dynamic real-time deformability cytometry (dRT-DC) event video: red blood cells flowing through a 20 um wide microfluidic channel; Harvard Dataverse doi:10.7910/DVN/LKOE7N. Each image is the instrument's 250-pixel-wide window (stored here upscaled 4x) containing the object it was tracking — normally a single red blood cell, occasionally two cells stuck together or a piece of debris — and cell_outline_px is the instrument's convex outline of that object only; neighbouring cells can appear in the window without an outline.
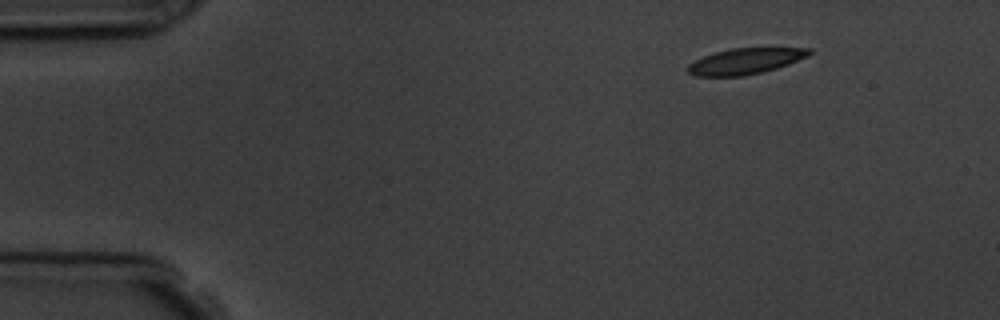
{"species": "common noctule bat (a hibernating species)", "species_latin": "Nyctalus noctula", "temperature_condition": "room temperature", "stored_images_in_passage": 4, "camera_frame_rate_fps": 3000, "um_per_image_px": 0.085, "animal": {"sex": "male", "body_mass_g": 19.5, "forearm_length_mm": 54.6}, "frame": {"image": 1, "passage_image": 1, "time_ms": 0.0, "image_size_px": [1000, 320], "cell_outline_px": [[812, 52], [808, 56], [788, 64], [776, 68], [744, 76], [696, 76], [688, 72], [684, 68], [688, 64], [704, 56], [716, 52], [732, 48], [812, 48]], "centroid_in_image_um": [63.33, 5.2], "position_along_channel_um": 21.7, "area_um2": 18.21}}